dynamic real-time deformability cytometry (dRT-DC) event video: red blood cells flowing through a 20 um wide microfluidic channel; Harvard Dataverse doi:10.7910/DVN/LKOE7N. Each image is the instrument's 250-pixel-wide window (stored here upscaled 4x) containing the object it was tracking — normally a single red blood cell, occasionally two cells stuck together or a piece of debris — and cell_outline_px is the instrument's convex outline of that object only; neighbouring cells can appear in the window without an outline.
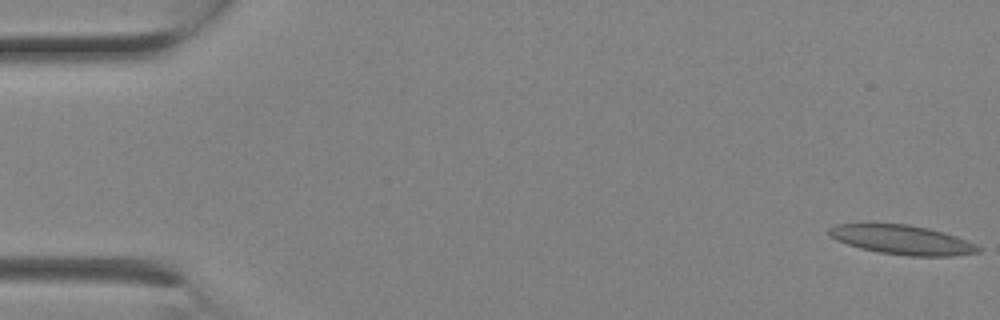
{"species": "Egyptian fruit bat (a non-hibernating species)", "species_latin": "Rousettus aegyptiacus", "temperature_condition": "room temperature", "stored_images_in_passage": 7, "camera_frame_rate_fps": 3000, "um_per_image_px": 0.085, "animal": {"sex": "female"}, "frame": {"image": 1, "passage_image": 1, "time_ms": 0.0, "image_size_px": [1000, 320], "cell_outline_px": [[984, 248], [980, 252], [952, 256], [908, 256], [880, 252], [860, 248], [836, 240], [828, 236], [828, 228], [836, 224], [908, 224], [928, 228], [944, 232], [968, 240]], "centroid_in_image_um": [76.72, 20.39], "position_along_channel_um": 8.3, "area_um2": 25.61}}
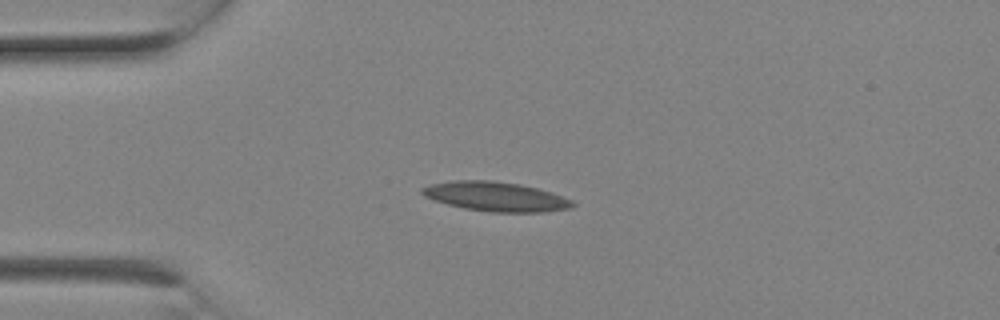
{"frame": {"image": 2, "passage_image": 6, "time_ms": 1.667, "image_size_px": [1000, 320], "cell_outline_px": [[576, 204], [572, 208], [544, 212], [492, 212], [464, 208], [448, 204], [424, 196], [420, 192], [420, 188], [428, 184], [452, 180], [492, 180], [520, 184], [552, 192], [572, 200]], "centroid_in_image_um": [42.13, 16.7], "position_along_channel_um": 42.9, "area_um2": 25.89}}